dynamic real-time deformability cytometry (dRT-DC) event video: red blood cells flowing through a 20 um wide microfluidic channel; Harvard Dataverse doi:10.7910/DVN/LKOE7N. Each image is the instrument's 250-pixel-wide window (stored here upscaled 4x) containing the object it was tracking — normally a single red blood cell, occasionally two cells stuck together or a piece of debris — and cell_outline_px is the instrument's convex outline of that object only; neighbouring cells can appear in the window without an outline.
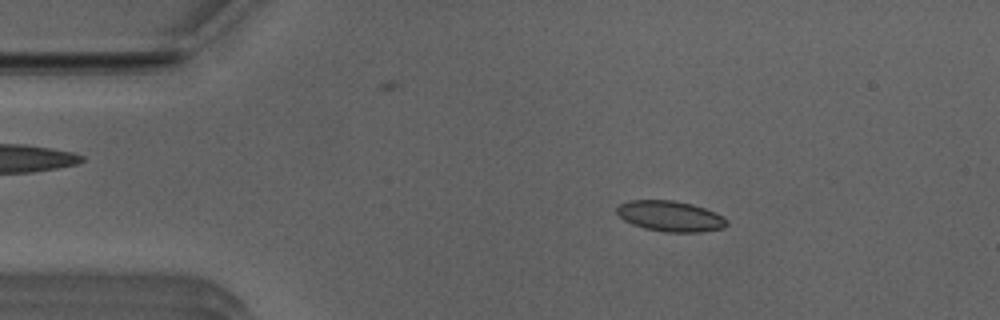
{"species": "Egyptian fruit bat (a non-hibernating species)", "species_latin": "Rousettus aegyptiacus", "temperature_condition": "room temperature", "stored_images_in_passage": 51, "camera_frame_rate_fps": 3000, "um_per_image_px": 0.085, "animal": {"sex": "male"}, "frame": {"image": 1, "passage_image": 8, "time_ms": 2.333, "image_size_px": [1000, 320], "cell_outline_px": [[728, 224], [724, 228], [700, 232], [664, 232], [644, 228], [632, 224], [624, 220], [616, 212], [616, 208], [620, 204], [628, 200], [672, 200], [692, 204], [704, 208], [724, 216], [728, 220]], "centroid_in_image_um": [56.98, 18.38], "position_along_channel_um": 28.0, "area_um2": 19.71}}
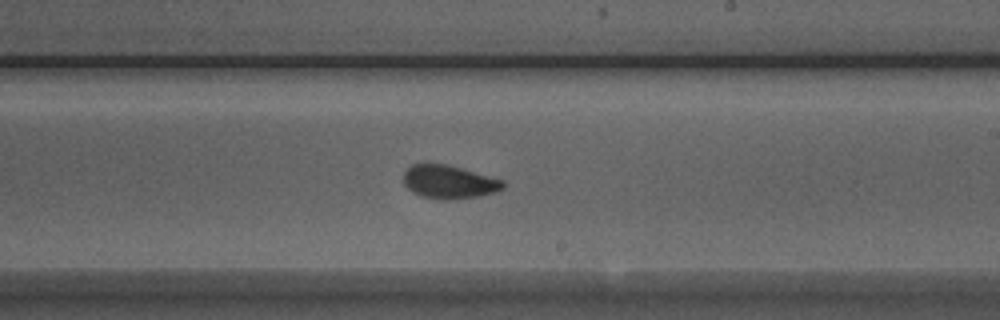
{"frame": {"image": 2, "passage_image": 29, "time_ms": 9.333, "image_size_px": [1000, 320], "cell_outline_px": [[504, 188], [496, 192], [456, 200], [444, 200], [420, 196], [412, 192], [404, 184], [404, 172], [412, 164], [448, 164], [504, 180]], "centroid_in_image_um": [38.17, 15.47], "position_along_channel_um": 250.8, "area_um2": 19.42}}
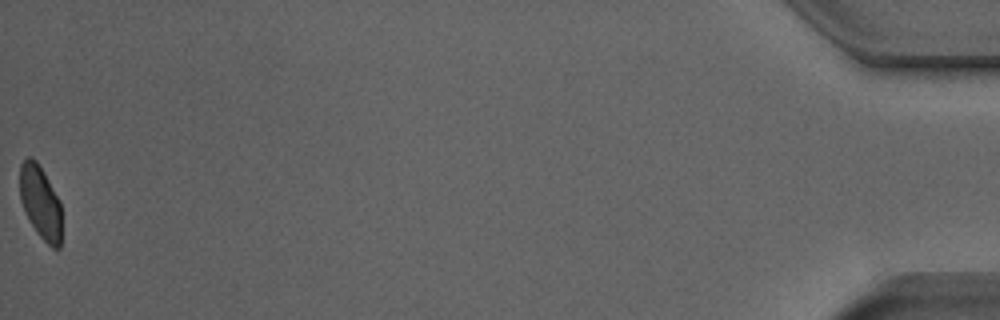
{"frame": {"image": 3, "passage_image": 51, "time_ms": 16.667, "image_size_px": [1000, 320], "cell_outline_px": [[60, 248], [52, 248], [36, 232], [20, 200], [20, 164], [28, 156], [32, 156], [36, 160], [44, 172], [60, 200]], "centroid_in_image_um": [3.43, 17.15], "position_along_channel_um": 431.8, "area_um2": 17.63}, "authors_computed_cell_mechanics": {"area_um2": 19.4208, "velocity_mm_per_s": 3.9351, "shape_relaxation_time_tau1_ms": 3.8405, "shape_relaxation_time_tau2_ms": 1.0225, "deformation_change_tau1": 0.1236, "deformation_change_tau2": 0.035}}